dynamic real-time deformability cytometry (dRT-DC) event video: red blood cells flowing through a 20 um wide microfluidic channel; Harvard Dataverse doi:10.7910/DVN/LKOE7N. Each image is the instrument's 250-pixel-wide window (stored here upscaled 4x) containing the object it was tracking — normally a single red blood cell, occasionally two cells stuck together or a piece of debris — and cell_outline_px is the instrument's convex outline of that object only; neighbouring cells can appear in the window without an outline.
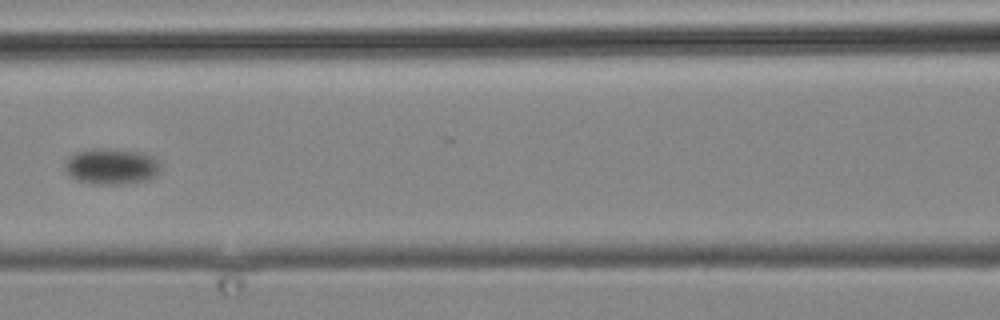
{"species": "common noctule bat (a hibernating species)", "species_latin": "Nyctalus noctula", "temperature_condition": "cold", "stored_images_in_passage": 21, "camera_frame_rate_fps": 3000, "um_per_image_px": 0.085, "animal": {"sex": "male", "body_mass_g": 19.2, "forearm_length_mm": 51.8}, "frame": {"image": 1, "passage_image": 15, "time_ms": 18.0, "image_size_px": [1000, 320], "cell_outline_px": [[160, 172], [156, 176], [148, 180], [120, 184], [92, 184], [76, 180], [68, 176], [64, 172], [64, 164], [76, 152], [96, 148], [112, 148], [140, 152], [152, 156], [160, 164]], "centroid_in_image_um": [9.46, 14.15], "position_along_channel_um": 157.1, "area_um2": 20.29}}
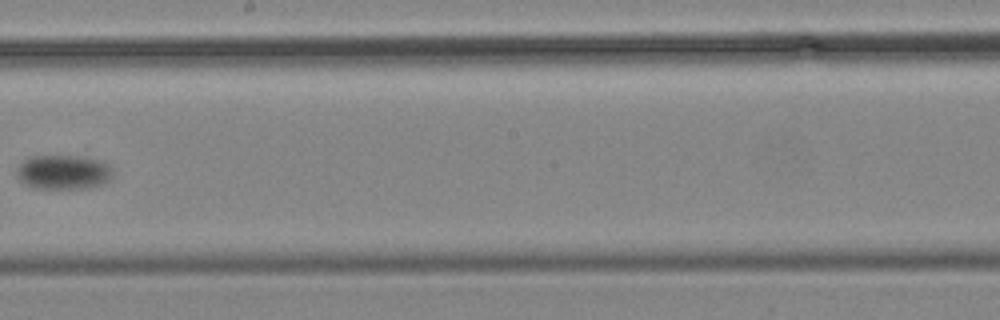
{"frame": {"image": 2, "passage_image": 18, "time_ms": 21.333, "image_size_px": [1000, 320], "cell_outline_px": [[112, 176], [104, 184], [84, 188], [36, 188], [20, 180], [16, 176], [16, 168], [24, 160], [32, 156], [76, 156], [104, 160], [108, 164], [112, 172]], "centroid_in_image_um": [5.4, 14.62], "position_along_channel_um": 242.8, "area_um2": 19.19}}
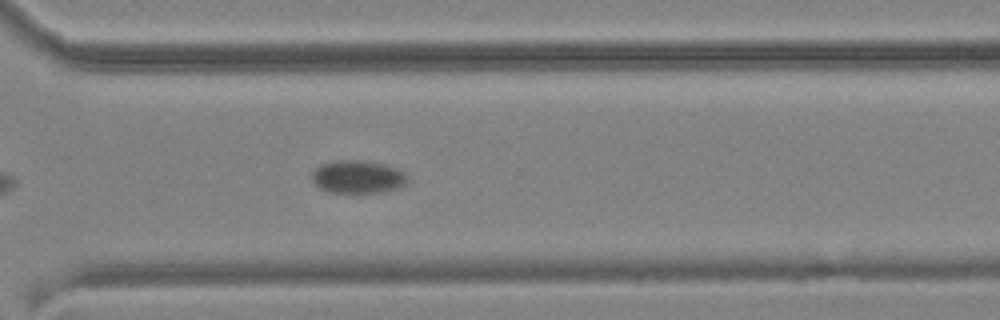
{"frame": {"image": 3, "passage_image": 21, "time_ms": 25.0, "image_size_px": [1000, 320], "cell_outline_px": [[408, 180], [404, 184], [396, 188], [384, 192], [328, 192], [320, 188], [312, 180], [312, 172], [320, 164], [332, 160], [364, 160], [384, 164], [400, 168], [408, 176]], "centroid_in_image_um": [30.42, 15.01], "position_along_channel_um": 340.2, "area_um2": 18.5}}